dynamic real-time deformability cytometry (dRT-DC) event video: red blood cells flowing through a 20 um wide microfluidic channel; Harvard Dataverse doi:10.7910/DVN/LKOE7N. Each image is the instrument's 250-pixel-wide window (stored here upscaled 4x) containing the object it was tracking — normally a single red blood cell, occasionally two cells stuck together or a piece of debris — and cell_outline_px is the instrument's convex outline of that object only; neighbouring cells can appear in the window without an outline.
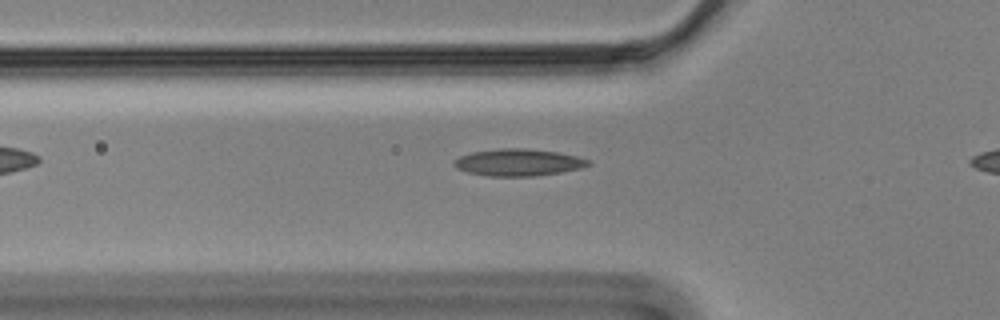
{"species": "Egyptian fruit bat (a non-hibernating species)", "species_latin": "Rousettus aegyptiacus", "temperature_condition": "cold", "stored_images_in_passage": 30, "camera_frame_rate_fps": 3000, "um_per_image_px": 0.085, "animal": {"sex": "male"}, "frame": {"image": 1, "passage_image": 2, "time_ms": 0.333, "image_size_px": [1000, 320], "cell_outline_px": [[592, 164], [580, 168], [560, 172], [532, 176], [488, 176], [468, 172], [456, 168], [452, 164], [452, 160], [460, 156], [472, 152], [500, 148], [524, 148], [556, 152], [576, 156], [592, 160]], "centroid_in_image_um": [44.04, 13.8], "position_along_channel_um": 81.8, "area_um2": 21.1}}
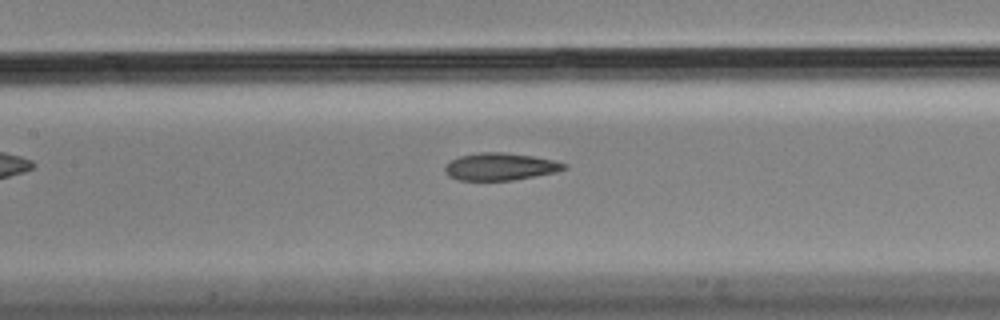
{"frame": {"image": 2, "passage_image": 9, "time_ms": 2.667, "image_size_px": [1000, 320], "cell_outline_px": [[568, 168], [556, 172], [512, 180], [460, 180], [448, 176], [444, 172], [444, 168], [452, 160], [460, 156], [476, 152], [504, 152], [532, 156], [556, 160], [568, 164]], "centroid_in_image_um": [42.55, 14.15], "position_along_channel_um": 164.9, "area_um2": 19.02}}
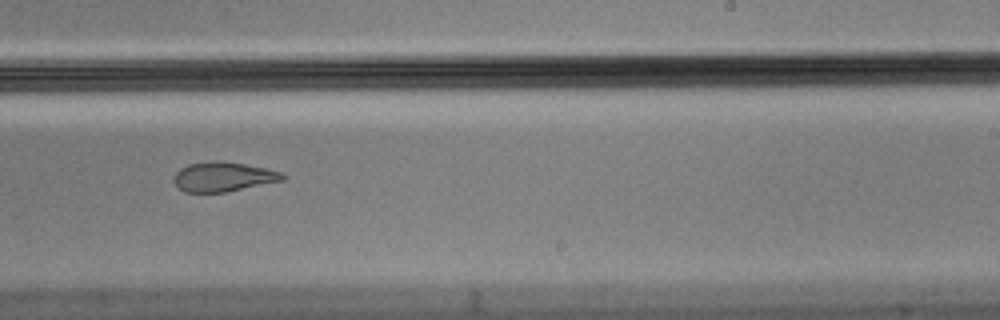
{"frame": {"image": 3, "passage_image": 18, "time_ms": 5.667, "image_size_px": [1000, 320], "cell_outline_px": [[288, 176], [284, 180], [224, 192], [184, 192], [176, 184], [176, 172], [180, 168], [188, 164], [212, 160], [220, 160], [268, 168], [280, 172]], "centroid_in_image_um": [19.01, 15.01], "position_along_channel_um": 270.0, "area_um2": 18.61}}